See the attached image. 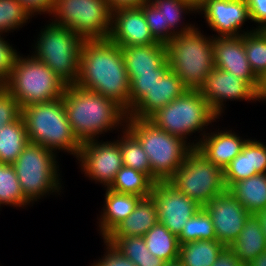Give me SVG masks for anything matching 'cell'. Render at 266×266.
I'll list each match as a JSON object with an SVG mask.
<instances>
[{
  "mask_svg": "<svg viewBox=\"0 0 266 266\" xmlns=\"http://www.w3.org/2000/svg\"><path fill=\"white\" fill-rule=\"evenodd\" d=\"M109 39L119 47L156 44L140 6L112 10Z\"/></svg>",
  "mask_w": 266,
  "mask_h": 266,
  "instance_id": "cell-17",
  "label": "cell"
},
{
  "mask_svg": "<svg viewBox=\"0 0 266 266\" xmlns=\"http://www.w3.org/2000/svg\"><path fill=\"white\" fill-rule=\"evenodd\" d=\"M0 34V85L10 77L19 52Z\"/></svg>",
  "mask_w": 266,
  "mask_h": 266,
  "instance_id": "cell-41",
  "label": "cell"
},
{
  "mask_svg": "<svg viewBox=\"0 0 266 266\" xmlns=\"http://www.w3.org/2000/svg\"><path fill=\"white\" fill-rule=\"evenodd\" d=\"M32 17L17 0H0V34L19 30Z\"/></svg>",
  "mask_w": 266,
  "mask_h": 266,
  "instance_id": "cell-37",
  "label": "cell"
},
{
  "mask_svg": "<svg viewBox=\"0 0 266 266\" xmlns=\"http://www.w3.org/2000/svg\"><path fill=\"white\" fill-rule=\"evenodd\" d=\"M250 138H242L234 130H212L200 140L196 149L213 165L223 170L242 151Z\"/></svg>",
  "mask_w": 266,
  "mask_h": 266,
  "instance_id": "cell-20",
  "label": "cell"
},
{
  "mask_svg": "<svg viewBox=\"0 0 266 266\" xmlns=\"http://www.w3.org/2000/svg\"><path fill=\"white\" fill-rule=\"evenodd\" d=\"M143 237L151 254L165 262L178 260L180 246L178 237L162 223L157 222Z\"/></svg>",
  "mask_w": 266,
  "mask_h": 266,
  "instance_id": "cell-29",
  "label": "cell"
},
{
  "mask_svg": "<svg viewBox=\"0 0 266 266\" xmlns=\"http://www.w3.org/2000/svg\"><path fill=\"white\" fill-rule=\"evenodd\" d=\"M256 215L261 222V228H262L264 235H265V238H266V208L263 210H260L258 213H256Z\"/></svg>",
  "mask_w": 266,
  "mask_h": 266,
  "instance_id": "cell-49",
  "label": "cell"
},
{
  "mask_svg": "<svg viewBox=\"0 0 266 266\" xmlns=\"http://www.w3.org/2000/svg\"><path fill=\"white\" fill-rule=\"evenodd\" d=\"M21 110L13 95L0 85V128L16 121L21 116Z\"/></svg>",
  "mask_w": 266,
  "mask_h": 266,
  "instance_id": "cell-40",
  "label": "cell"
},
{
  "mask_svg": "<svg viewBox=\"0 0 266 266\" xmlns=\"http://www.w3.org/2000/svg\"><path fill=\"white\" fill-rule=\"evenodd\" d=\"M203 208L213 222L216 240L226 247L238 237L250 215L228 190L214 197Z\"/></svg>",
  "mask_w": 266,
  "mask_h": 266,
  "instance_id": "cell-16",
  "label": "cell"
},
{
  "mask_svg": "<svg viewBox=\"0 0 266 266\" xmlns=\"http://www.w3.org/2000/svg\"><path fill=\"white\" fill-rule=\"evenodd\" d=\"M29 143L22 116L0 128V163L13 164Z\"/></svg>",
  "mask_w": 266,
  "mask_h": 266,
  "instance_id": "cell-28",
  "label": "cell"
},
{
  "mask_svg": "<svg viewBox=\"0 0 266 266\" xmlns=\"http://www.w3.org/2000/svg\"><path fill=\"white\" fill-rule=\"evenodd\" d=\"M151 1L160 10H162L164 18V26H169V28L176 35L189 32L196 27L195 23L194 25L188 22L187 24H185V22L183 21L184 17L182 16H184L185 14L188 15V13L189 14L197 13V9L186 0H151Z\"/></svg>",
  "mask_w": 266,
  "mask_h": 266,
  "instance_id": "cell-32",
  "label": "cell"
},
{
  "mask_svg": "<svg viewBox=\"0 0 266 266\" xmlns=\"http://www.w3.org/2000/svg\"><path fill=\"white\" fill-rule=\"evenodd\" d=\"M229 249L245 266L266 250V238L256 214H250Z\"/></svg>",
  "mask_w": 266,
  "mask_h": 266,
  "instance_id": "cell-24",
  "label": "cell"
},
{
  "mask_svg": "<svg viewBox=\"0 0 266 266\" xmlns=\"http://www.w3.org/2000/svg\"><path fill=\"white\" fill-rule=\"evenodd\" d=\"M105 201L100 217H97L99 235L105 239L135 209L142 197L134 194L120 193L105 188Z\"/></svg>",
  "mask_w": 266,
  "mask_h": 266,
  "instance_id": "cell-22",
  "label": "cell"
},
{
  "mask_svg": "<svg viewBox=\"0 0 266 266\" xmlns=\"http://www.w3.org/2000/svg\"><path fill=\"white\" fill-rule=\"evenodd\" d=\"M257 100L266 103V72L259 78V87L256 91Z\"/></svg>",
  "mask_w": 266,
  "mask_h": 266,
  "instance_id": "cell-47",
  "label": "cell"
},
{
  "mask_svg": "<svg viewBox=\"0 0 266 266\" xmlns=\"http://www.w3.org/2000/svg\"><path fill=\"white\" fill-rule=\"evenodd\" d=\"M62 98L70 126L81 143L126 126V111L101 94L73 84L67 86Z\"/></svg>",
  "mask_w": 266,
  "mask_h": 266,
  "instance_id": "cell-2",
  "label": "cell"
},
{
  "mask_svg": "<svg viewBox=\"0 0 266 266\" xmlns=\"http://www.w3.org/2000/svg\"><path fill=\"white\" fill-rule=\"evenodd\" d=\"M125 128L149 158L151 180L169 181L192 149L184 140L161 130L149 119L127 118Z\"/></svg>",
  "mask_w": 266,
  "mask_h": 266,
  "instance_id": "cell-5",
  "label": "cell"
},
{
  "mask_svg": "<svg viewBox=\"0 0 266 266\" xmlns=\"http://www.w3.org/2000/svg\"><path fill=\"white\" fill-rule=\"evenodd\" d=\"M228 191L250 213L266 208V173L235 182Z\"/></svg>",
  "mask_w": 266,
  "mask_h": 266,
  "instance_id": "cell-26",
  "label": "cell"
},
{
  "mask_svg": "<svg viewBox=\"0 0 266 266\" xmlns=\"http://www.w3.org/2000/svg\"><path fill=\"white\" fill-rule=\"evenodd\" d=\"M196 240H216L213 222L203 207L186 221L178 236L179 244Z\"/></svg>",
  "mask_w": 266,
  "mask_h": 266,
  "instance_id": "cell-35",
  "label": "cell"
},
{
  "mask_svg": "<svg viewBox=\"0 0 266 266\" xmlns=\"http://www.w3.org/2000/svg\"><path fill=\"white\" fill-rule=\"evenodd\" d=\"M187 90L182 80L170 69L162 78H158L152 89L127 113V118L149 119Z\"/></svg>",
  "mask_w": 266,
  "mask_h": 266,
  "instance_id": "cell-19",
  "label": "cell"
},
{
  "mask_svg": "<svg viewBox=\"0 0 266 266\" xmlns=\"http://www.w3.org/2000/svg\"><path fill=\"white\" fill-rule=\"evenodd\" d=\"M58 155L42 145L28 143L14 161L23 195L33 204L62 189Z\"/></svg>",
  "mask_w": 266,
  "mask_h": 266,
  "instance_id": "cell-8",
  "label": "cell"
},
{
  "mask_svg": "<svg viewBox=\"0 0 266 266\" xmlns=\"http://www.w3.org/2000/svg\"><path fill=\"white\" fill-rule=\"evenodd\" d=\"M196 26L165 44L170 69L190 90H199L215 67L213 34L208 37Z\"/></svg>",
  "mask_w": 266,
  "mask_h": 266,
  "instance_id": "cell-4",
  "label": "cell"
},
{
  "mask_svg": "<svg viewBox=\"0 0 266 266\" xmlns=\"http://www.w3.org/2000/svg\"><path fill=\"white\" fill-rule=\"evenodd\" d=\"M169 182L202 207L227 190L223 169L209 162L196 148L187 153Z\"/></svg>",
  "mask_w": 266,
  "mask_h": 266,
  "instance_id": "cell-11",
  "label": "cell"
},
{
  "mask_svg": "<svg viewBox=\"0 0 266 266\" xmlns=\"http://www.w3.org/2000/svg\"><path fill=\"white\" fill-rule=\"evenodd\" d=\"M213 49L215 67L245 80L255 91L259 78L252 71L244 47V34L241 36L214 37Z\"/></svg>",
  "mask_w": 266,
  "mask_h": 266,
  "instance_id": "cell-18",
  "label": "cell"
},
{
  "mask_svg": "<svg viewBox=\"0 0 266 266\" xmlns=\"http://www.w3.org/2000/svg\"><path fill=\"white\" fill-rule=\"evenodd\" d=\"M199 91L219 118L227 100L258 101L256 91L245 80L217 67L212 69Z\"/></svg>",
  "mask_w": 266,
  "mask_h": 266,
  "instance_id": "cell-15",
  "label": "cell"
},
{
  "mask_svg": "<svg viewBox=\"0 0 266 266\" xmlns=\"http://www.w3.org/2000/svg\"><path fill=\"white\" fill-rule=\"evenodd\" d=\"M111 9L118 7H132L141 6L143 3L149 2L150 0H107Z\"/></svg>",
  "mask_w": 266,
  "mask_h": 266,
  "instance_id": "cell-46",
  "label": "cell"
},
{
  "mask_svg": "<svg viewBox=\"0 0 266 266\" xmlns=\"http://www.w3.org/2000/svg\"><path fill=\"white\" fill-rule=\"evenodd\" d=\"M153 184L145 173L123 166L108 189L147 198L151 196Z\"/></svg>",
  "mask_w": 266,
  "mask_h": 266,
  "instance_id": "cell-31",
  "label": "cell"
},
{
  "mask_svg": "<svg viewBox=\"0 0 266 266\" xmlns=\"http://www.w3.org/2000/svg\"><path fill=\"white\" fill-rule=\"evenodd\" d=\"M105 239L136 266H165L164 260L149 252L144 237H106Z\"/></svg>",
  "mask_w": 266,
  "mask_h": 266,
  "instance_id": "cell-30",
  "label": "cell"
},
{
  "mask_svg": "<svg viewBox=\"0 0 266 266\" xmlns=\"http://www.w3.org/2000/svg\"><path fill=\"white\" fill-rule=\"evenodd\" d=\"M165 266H183V264L179 260L166 262Z\"/></svg>",
  "mask_w": 266,
  "mask_h": 266,
  "instance_id": "cell-51",
  "label": "cell"
},
{
  "mask_svg": "<svg viewBox=\"0 0 266 266\" xmlns=\"http://www.w3.org/2000/svg\"><path fill=\"white\" fill-rule=\"evenodd\" d=\"M197 13L204 14L207 26L216 33L213 37L241 36L256 30H241L245 22L251 21L245 0H207Z\"/></svg>",
  "mask_w": 266,
  "mask_h": 266,
  "instance_id": "cell-14",
  "label": "cell"
},
{
  "mask_svg": "<svg viewBox=\"0 0 266 266\" xmlns=\"http://www.w3.org/2000/svg\"><path fill=\"white\" fill-rule=\"evenodd\" d=\"M77 160L82 173L89 177L88 180H94L104 188L112 184L117 172L123 167L120 146L114 139L83 142Z\"/></svg>",
  "mask_w": 266,
  "mask_h": 266,
  "instance_id": "cell-12",
  "label": "cell"
},
{
  "mask_svg": "<svg viewBox=\"0 0 266 266\" xmlns=\"http://www.w3.org/2000/svg\"><path fill=\"white\" fill-rule=\"evenodd\" d=\"M3 86L22 109L31 104L62 97L68 85L41 60L33 55L23 57L19 53L10 77Z\"/></svg>",
  "mask_w": 266,
  "mask_h": 266,
  "instance_id": "cell-7",
  "label": "cell"
},
{
  "mask_svg": "<svg viewBox=\"0 0 266 266\" xmlns=\"http://www.w3.org/2000/svg\"><path fill=\"white\" fill-rule=\"evenodd\" d=\"M151 196L156 202L158 222L177 237L186 221L202 207L195 200L181 193L169 181L155 182Z\"/></svg>",
  "mask_w": 266,
  "mask_h": 266,
  "instance_id": "cell-13",
  "label": "cell"
},
{
  "mask_svg": "<svg viewBox=\"0 0 266 266\" xmlns=\"http://www.w3.org/2000/svg\"><path fill=\"white\" fill-rule=\"evenodd\" d=\"M84 40L71 29L49 22L33 44L34 54L67 85L78 79L80 53Z\"/></svg>",
  "mask_w": 266,
  "mask_h": 266,
  "instance_id": "cell-9",
  "label": "cell"
},
{
  "mask_svg": "<svg viewBox=\"0 0 266 266\" xmlns=\"http://www.w3.org/2000/svg\"><path fill=\"white\" fill-rule=\"evenodd\" d=\"M220 119L211 109L199 90L188 89L182 96L154 113L149 120L165 132L184 140L191 148H196L207 133L206 129ZM206 127V128H204ZM200 133L191 142L188 136ZM189 140V141H187ZM195 141V142H194Z\"/></svg>",
  "mask_w": 266,
  "mask_h": 266,
  "instance_id": "cell-6",
  "label": "cell"
},
{
  "mask_svg": "<svg viewBox=\"0 0 266 266\" xmlns=\"http://www.w3.org/2000/svg\"><path fill=\"white\" fill-rule=\"evenodd\" d=\"M32 203L23 195L13 164L0 163V207H28Z\"/></svg>",
  "mask_w": 266,
  "mask_h": 266,
  "instance_id": "cell-34",
  "label": "cell"
},
{
  "mask_svg": "<svg viewBox=\"0 0 266 266\" xmlns=\"http://www.w3.org/2000/svg\"><path fill=\"white\" fill-rule=\"evenodd\" d=\"M50 22L71 29L83 40L108 39L112 9L107 0H55Z\"/></svg>",
  "mask_w": 266,
  "mask_h": 266,
  "instance_id": "cell-10",
  "label": "cell"
},
{
  "mask_svg": "<svg viewBox=\"0 0 266 266\" xmlns=\"http://www.w3.org/2000/svg\"><path fill=\"white\" fill-rule=\"evenodd\" d=\"M226 248L217 240H196L180 244L178 260L183 266H212Z\"/></svg>",
  "mask_w": 266,
  "mask_h": 266,
  "instance_id": "cell-27",
  "label": "cell"
},
{
  "mask_svg": "<svg viewBox=\"0 0 266 266\" xmlns=\"http://www.w3.org/2000/svg\"><path fill=\"white\" fill-rule=\"evenodd\" d=\"M244 47L252 71L260 78L266 72V30L245 33Z\"/></svg>",
  "mask_w": 266,
  "mask_h": 266,
  "instance_id": "cell-36",
  "label": "cell"
},
{
  "mask_svg": "<svg viewBox=\"0 0 266 266\" xmlns=\"http://www.w3.org/2000/svg\"><path fill=\"white\" fill-rule=\"evenodd\" d=\"M128 80L136 74L155 73L167 61L166 46L163 43L146 46L121 47Z\"/></svg>",
  "mask_w": 266,
  "mask_h": 266,
  "instance_id": "cell-23",
  "label": "cell"
},
{
  "mask_svg": "<svg viewBox=\"0 0 266 266\" xmlns=\"http://www.w3.org/2000/svg\"><path fill=\"white\" fill-rule=\"evenodd\" d=\"M170 70L166 61L155 73L136 74L130 82L129 111L152 89L158 78H162Z\"/></svg>",
  "mask_w": 266,
  "mask_h": 266,
  "instance_id": "cell-38",
  "label": "cell"
},
{
  "mask_svg": "<svg viewBox=\"0 0 266 266\" xmlns=\"http://www.w3.org/2000/svg\"><path fill=\"white\" fill-rule=\"evenodd\" d=\"M251 22L258 23L256 30H266V0H245Z\"/></svg>",
  "mask_w": 266,
  "mask_h": 266,
  "instance_id": "cell-43",
  "label": "cell"
},
{
  "mask_svg": "<svg viewBox=\"0 0 266 266\" xmlns=\"http://www.w3.org/2000/svg\"><path fill=\"white\" fill-rule=\"evenodd\" d=\"M75 85L112 99L129 112L130 82L123 53L109 38L84 40Z\"/></svg>",
  "mask_w": 266,
  "mask_h": 266,
  "instance_id": "cell-1",
  "label": "cell"
},
{
  "mask_svg": "<svg viewBox=\"0 0 266 266\" xmlns=\"http://www.w3.org/2000/svg\"><path fill=\"white\" fill-rule=\"evenodd\" d=\"M158 222L156 202L152 196L142 198L134 211L107 237H143Z\"/></svg>",
  "mask_w": 266,
  "mask_h": 266,
  "instance_id": "cell-25",
  "label": "cell"
},
{
  "mask_svg": "<svg viewBox=\"0 0 266 266\" xmlns=\"http://www.w3.org/2000/svg\"><path fill=\"white\" fill-rule=\"evenodd\" d=\"M246 266H266V250L256 256Z\"/></svg>",
  "mask_w": 266,
  "mask_h": 266,
  "instance_id": "cell-48",
  "label": "cell"
},
{
  "mask_svg": "<svg viewBox=\"0 0 266 266\" xmlns=\"http://www.w3.org/2000/svg\"><path fill=\"white\" fill-rule=\"evenodd\" d=\"M190 4H192L196 9L202 6L207 0H186Z\"/></svg>",
  "mask_w": 266,
  "mask_h": 266,
  "instance_id": "cell-50",
  "label": "cell"
},
{
  "mask_svg": "<svg viewBox=\"0 0 266 266\" xmlns=\"http://www.w3.org/2000/svg\"><path fill=\"white\" fill-rule=\"evenodd\" d=\"M32 16L50 14L55 0H17Z\"/></svg>",
  "mask_w": 266,
  "mask_h": 266,
  "instance_id": "cell-44",
  "label": "cell"
},
{
  "mask_svg": "<svg viewBox=\"0 0 266 266\" xmlns=\"http://www.w3.org/2000/svg\"><path fill=\"white\" fill-rule=\"evenodd\" d=\"M140 7L142 8L149 31L157 42L166 44L176 36L169 26H164L162 10L151 0L143 3Z\"/></svg>",
  "mask_w": 266,
  "mask_h": 266,
  "instance_id": "cell-39",
  "label": "cell"
},
{
  "mask_svg": "<svg viewBox=\"0 0 266 266\" xmlns=\"http://www.w3.org/2000/svg\"><path fill=\"white\" fill-rule=\"evenodd\" d=\"M223 172L227 190L235 182L266 173V144L260 140L249 139Z\"/></svg>",
  "mask_w": 266,
  "mask_h": 266,
  "instance_id": "cell-21",
  "label": "cell"
},
{
  "mask_svg": "<svg viewBox=\"0 0 266 266\" xmlns=\"http://www.w3.org/2000/svg\"><path fill=\"white\" fill-rule=\"evenodd\" d=\"M121 137L116 139L120 146L123 166L145 173L151 179L149 158L140 142L126 129H121Z\"/></svg>",
  "mask_w": 266,
  "mask_h": 266,
  "instance_id": "cell-33",
  "label": "cell"
},
{
  "mask_svg": "<svg viewBox=\"0 0 266 266\" xmlns=\"http://www.w3.org/2000/svg\"><path fill=\"white\" fill-rule=\"evenodd\" d=\"M21 116L30 143L57 154L64 150L77 159L82 143L70 126L62 97L23 107Z\"/></svg>",
  "mask_w": 266,
  "mask_h": 266,
  "instance_id": "cell-3",
  "label": "cell"
},
{
  "mask_svg": "<svg viewBox=\"0 0 266 266\" xmlns=\"http://www.w3.org/2000/svg\"><path fill=\"white\" fill-rule=\"evenodd\" d=\"M103 242L105 244L104 255L92 263L91 266H136L130 259L116 250L106 239H103Z\"/></svg>",
  "mask_w": 266,
  "mask_h": 266,
  "instance_id": "cell-42",
  "label": "cell"
},
{
  "mask_svg": "<svg viewBox=\"0 0 266 266\" xmlns=\"http://www.w3.org/2000/svg\"><path fill=\"white\" fill-rule=\"evenodd\" d=\"M212 266H245L240 260L234 255V253L226 247L218 256L215 263Z\"/></svg>",
  "mask_w": 266,
  "mask_h": 266,
  "instance_id": "cell-45",
  "label": "cell"
}]
</instances>
